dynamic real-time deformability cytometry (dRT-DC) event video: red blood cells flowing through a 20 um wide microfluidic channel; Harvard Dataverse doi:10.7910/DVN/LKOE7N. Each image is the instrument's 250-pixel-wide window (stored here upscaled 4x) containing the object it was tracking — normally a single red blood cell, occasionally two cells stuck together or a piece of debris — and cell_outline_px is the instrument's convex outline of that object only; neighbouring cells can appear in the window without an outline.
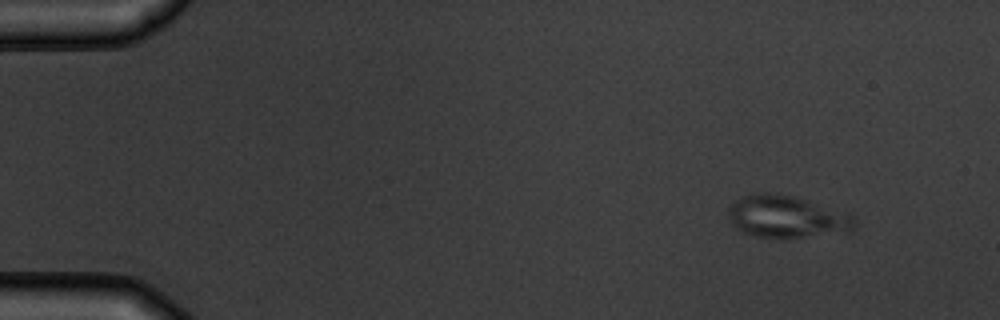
{"species": "common noctule bat (a hibernating species)", "species_latin": "Nyctalus noctula", "temperature_condition": "warm", "stored_images_in_passage": 6, "camera_frame_rate_fps": 3000, "um_per_image_px": 0.085, "animal": {"sex": "male", "body_mass_g": 19.5, "forearm_length_mm": 54.6}, "frame": {"image": 1, "passage_image": 6, "time_ms": 6.667, "image_size_px": [1000, 320], "cell_outline_px": [[856, 216], [852, 228], [848, 232], [800, 236], [756, 236], [744, 232], [736, 228], [728, 220], [728, 208], [740, 196], [752, 192], [768, 192], [792, 196], [848, 212]], "centroid_in_image_um": [66.83, 18.38], "position_along_channel_um": 18.2, "area_um2": 30.69}}